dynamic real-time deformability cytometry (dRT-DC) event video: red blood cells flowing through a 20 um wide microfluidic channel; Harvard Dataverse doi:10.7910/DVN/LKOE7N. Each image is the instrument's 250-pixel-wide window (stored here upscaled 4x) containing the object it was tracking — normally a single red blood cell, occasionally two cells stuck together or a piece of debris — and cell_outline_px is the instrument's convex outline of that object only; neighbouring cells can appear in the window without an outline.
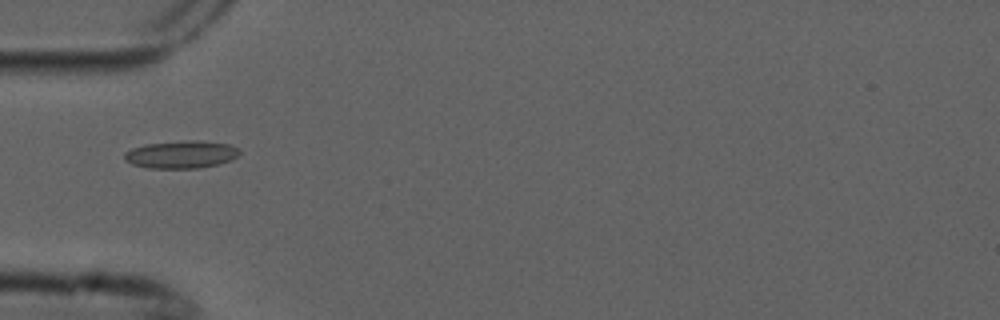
{"species": "common noctule bat (a hibernating species)", "species_latin": "Nyctalus noctula", "temperature_condition": "cold", "stored_images_in_passage": 4, "camera_frame_rate_fps": 3000, "um_per_image_px": 0.085, "animal": {"sex": "male", "forearm_length_mm": 52.5}, "frame": {"image": 1, "passage_image": 2, "time_ms": 0.333, "image_size_px": [1000, 320], "cell_outline_px": [[240, 152], [232, 160], [220, 164], [200, 168], [148, 168], [132, 164], [124, 160], [124, 152], [132, 148], [144, 144], [188, 140], [196, 140], [232, 144], [240, 148]], "centroid_in_image_um": [15.42, 13.13], "position_along_channel_um": 69.6, "area_um2": 18.79}}
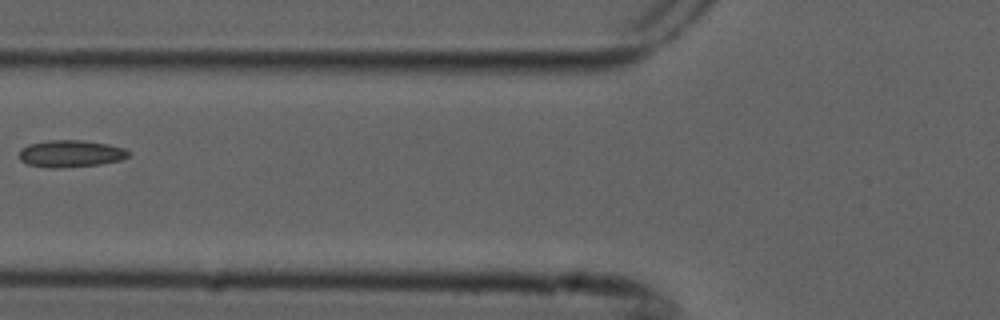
{"frame": {"image": 2, "passage_image": 3, "time_ms": 0.667, "image_size_px": [1000, 320], "cell_outline_px": [[132, 152], [128, 156], [120, 160], [100, 164], [64, 168], [48, 168], [28, 164], [20, 160], [20, 148], [28, 144], [48, 140], [84, 140], [108, 144], [124, 148]], "centroid_in_image_um": [6.01, 13.06], "position_along_channel_um": 119.8, "area_um2": 17.4}}
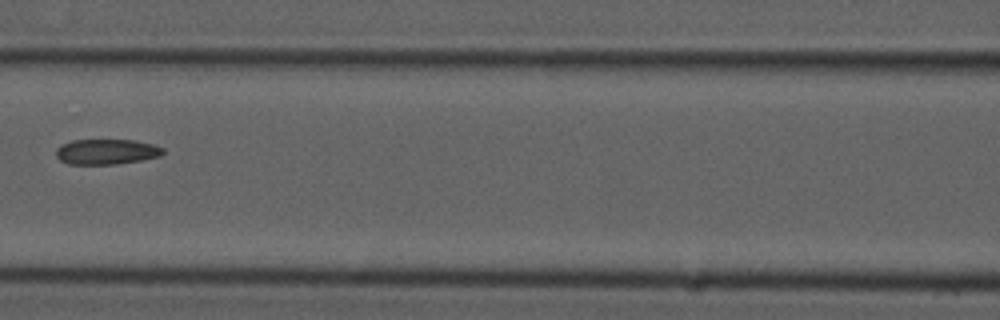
{"frame": {"image": 3, "passage_image": 4, "time_ms": 1.0, "image_size_px": [1000, 320], "cell_outline_px": [[164, 152], [160, 156], [140, 160], [116, 164], [68, 164], [60, 160], [56, 156], [56, 148], [60, 144], [72, 140], [132, 140], [152, 144], [164, 148]], "centroid_in_image_um": [9.01, 12.89], "position_along_channel_um": 157.6, "area_um2": 15.78}}